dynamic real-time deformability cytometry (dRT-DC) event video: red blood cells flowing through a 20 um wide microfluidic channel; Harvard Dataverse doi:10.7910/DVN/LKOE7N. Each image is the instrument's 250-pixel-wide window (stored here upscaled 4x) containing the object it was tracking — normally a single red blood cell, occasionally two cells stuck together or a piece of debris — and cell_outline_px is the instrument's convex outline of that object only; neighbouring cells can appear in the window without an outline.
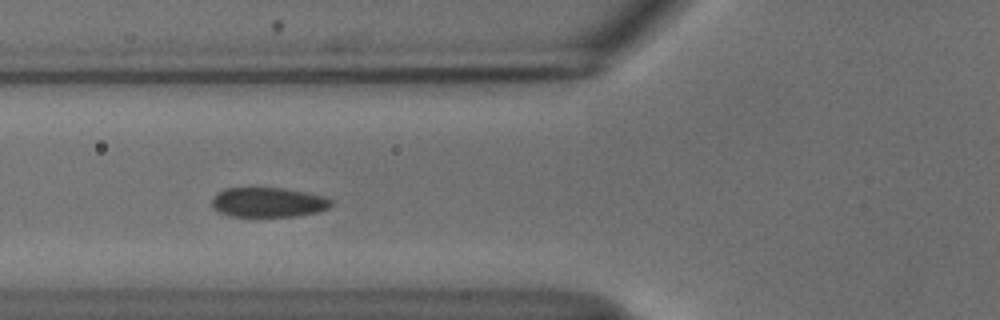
{"species": "common noctule bat (a hibernating species)", "species_latin": "Nyctalus noctula", "temperature_condition": "cold", "stored_images_in_passage": 52, "camera_frame_rate_fps": 3000, "um_per_image_px": 0.085, "animal": {"sex": "male", "body_mass_g": 18.8}, "frame": {"image": 1, "passage_image": 19, "time_ms": 6.0, "image_size_px": [1000, 320], "cell_outline_px": [[332, 204], [328, 208], [316, 212], [296, 216], [228, 216], [216, 212], [212, 208], [212, 196], [216, 192], [224, 188], [284, 188], [324, 196], [332, 200]], "centroid_in_image_um": [22.73, 17.19], "position_along_channel_um": 103.1, "area_um2": 20.81}}
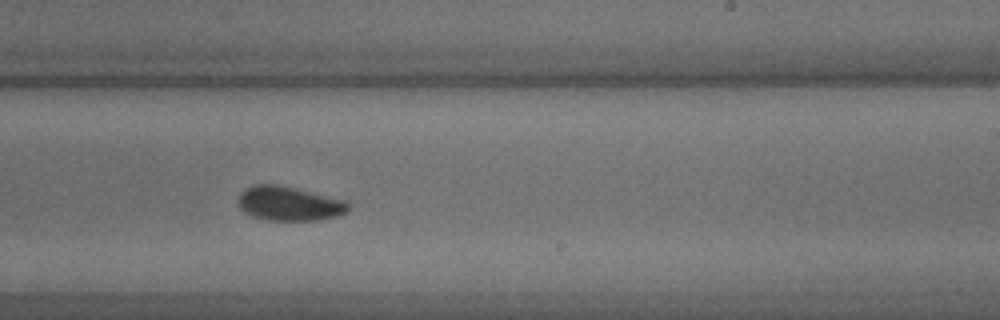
{"frame": {"image": 2, "passage_image": 32, "time_ms": 10.333, "image_size_px": [1000, 320], "cell_outline_px": [[352, 204], [348, 212], [336, 216], [316, 220], [268, 220], [252, 216], [244, 212], [240, 208], [240, 192], [244, 188], [252, 184], [280, 184], [348, 200]], "centroid_in_image_um": [24.63, 17.28], "position_along_channel_um": 264.4, "area_um2": 22.37}}
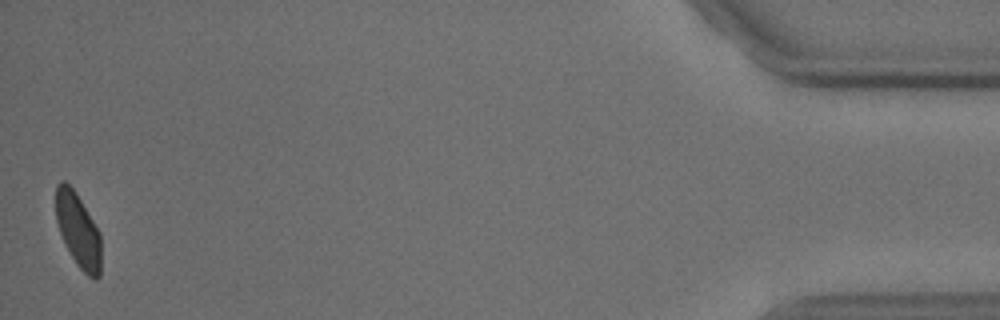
{"frame": {"image": 3, "passage_image": 52, "time_ms": 17.0, "image_size_px": [1000, 320], "cell_outline_px": [[100, 276], [96, 280], [88, 276], [76, 264], [60, 232], [56, 220], [56, 184], [60, 180], [64, 180], [76, 192], [100, 232]], "centroid_in_image_um": [6.64, 19.55], "position_along_channel_um": 428.6, "area_um2": 19.36}, "authors_computed_cell_mechanics": {"area_um2": 21.7328, "velocity_mm_per_s": 3.7216, "shape_relaxation_time_tau1_ms": 2.4254, "shape_relaxation_time_tau2_ms": null, "deformation_change_tau1": 0.0756, "deformation_change_tau2": null}}